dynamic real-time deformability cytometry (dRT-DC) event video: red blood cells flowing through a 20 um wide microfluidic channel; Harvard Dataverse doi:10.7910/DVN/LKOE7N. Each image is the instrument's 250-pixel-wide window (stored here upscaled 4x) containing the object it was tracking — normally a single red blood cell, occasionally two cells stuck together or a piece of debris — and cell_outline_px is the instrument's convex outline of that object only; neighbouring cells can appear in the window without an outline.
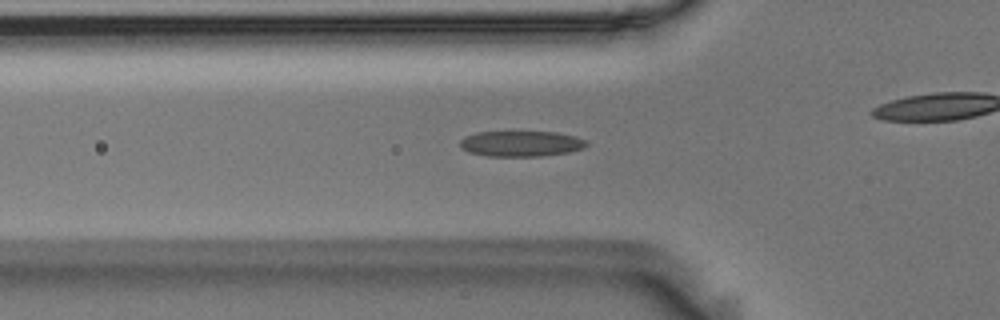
{"species": "Egyptian fruit bat (a non-hibernating species)", "species_latin": "Rousettus aegyptiacus", "temperature_condition": "room temperature", "stored_images_in_passage": 45, "camera_frame_rate_fps": 3000, "um_per_image_px": 0.085, "animal": {"sex": "male"}, "frame": {"image": 1, "passage_image": 18, "time_ms": 5.667, "image_size_px": [1000, 320], "cell_outline_px": [[588, 144], [584, 148], [568, 152], [540, 156], [488, 156], [472, 152], [460, 148], [460, 140], [464, 136], [476, 132], [556, 132], [576, 136], [584, 140]], "centroid_in_image_um": [44.28, 12.2], "position_along_channel_um": 81.5, "area_um2": 18.79}}
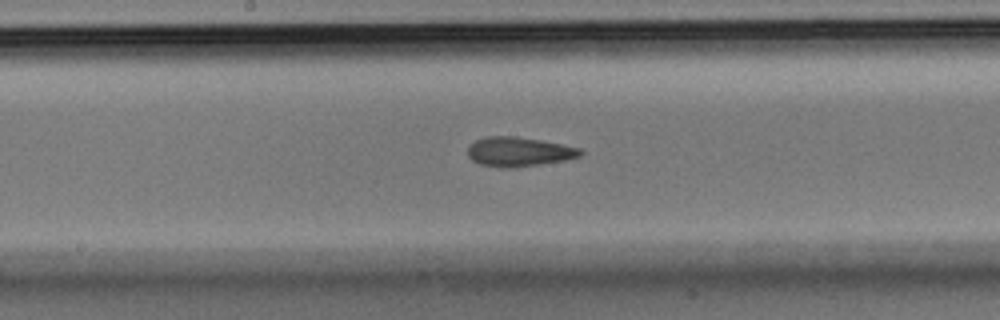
{"frame": {"image": 2, "passage_image": 28, "time_ms": 9.0, "image_size_px": [1000, 320], "cell_outline_px": [[584, 152], [580, 156], [564, 160], [512, 168], [504, 168], [480, 164], [472, 160], [468, 156], [468, 148], [476, 140], [484, 136], [512, 136], [540, 140], [580, 148]], "centroid_in_image_um": [44.08, 12.9], "position_along_channel_um": 204.1, "area_um2": 19.07}}
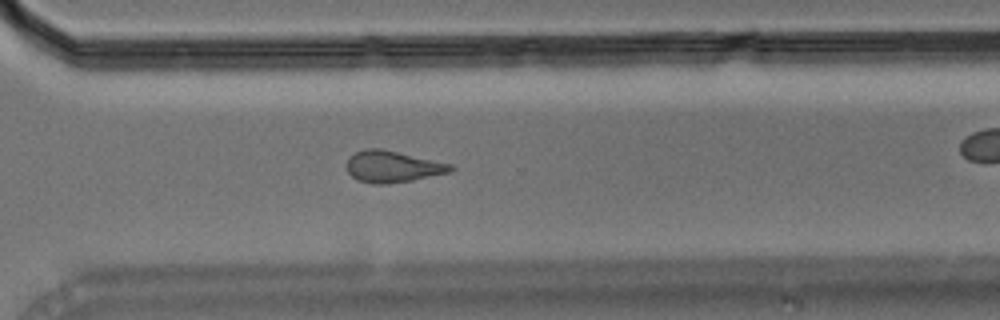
{"frame": {"image": 3, "passage_image": 39, "time_ms": 12.667, "image_size_px": [1000, 320], "cell_outline_px": [[456, 168], [452, 172], [412, 180], [388, 184], [372, 184], [356, 180], [348, 172], [344, 164], [348, 156], [356, 152], [368, 148], [380, 148], [452, 164]], "centroid_in_image_um": [33.34, 14.17], "position_along_channel_um": 337.3, "area_um2": 19.36}}